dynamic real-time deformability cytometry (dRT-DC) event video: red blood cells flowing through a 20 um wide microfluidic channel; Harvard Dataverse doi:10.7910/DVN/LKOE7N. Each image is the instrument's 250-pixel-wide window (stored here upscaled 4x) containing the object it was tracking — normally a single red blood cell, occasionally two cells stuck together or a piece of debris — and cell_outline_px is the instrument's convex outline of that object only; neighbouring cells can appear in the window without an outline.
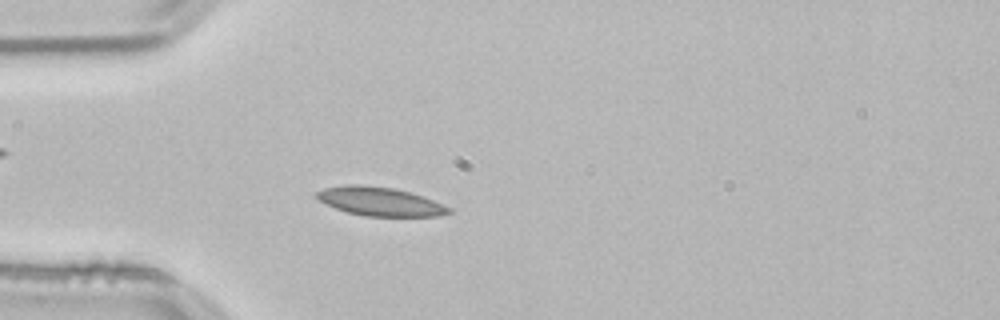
{"species": "common noctule bat (a hibernating species)", "species_latin": "Nyctalus noctula", "temperature_condition": "room temperature", "stored_images_in_passage": 52, "camera_frame_rate_fps": 3000, "um_per_image_px": 0.085, "animal": {"sex": "male", "body_mass_g": 21.5, "forearm_length_mm": 52.0}, "frame": {"image": 1, "passage_image": 14, "time_ms": 4.333, "image_size_px": [1000, 320], "cell_outline_px": [[452, 212], [440, 216], [364, 216], [348, 212], [336, 208], [320, 200], [316, 196], [316, 192], [324, 188], [344, 184], [364, 184], [392, 188], [408, 192], [432, 200], [452, 208]], "centroid_in_image_um": [32.29, 17.12], "position_along_channel_um": 52.7, "area_um2": 21.91}}
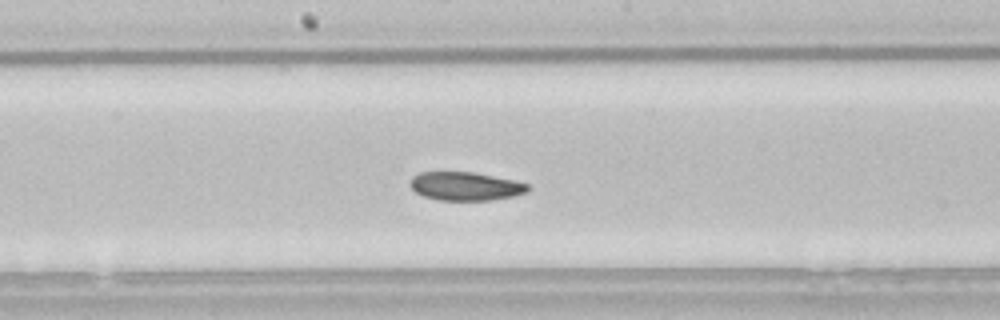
{"frame": {"image": 2, "passage_image": 27, "time_ms": 8.667, "image_size_px": [1000, 320], "cell_outline_px": [[532, 188], [528, 192], [512, 196], [492, 200], [436, 200], [424, 196], [416, 192], [408, 184], [412, 176], [420, 172], [472, 172], [516, 180], [528, 184]], "centroid_in_image_um": [39.58, 15.83], "position_along_channel_um": 208.6, "area_um2": 19.71}}
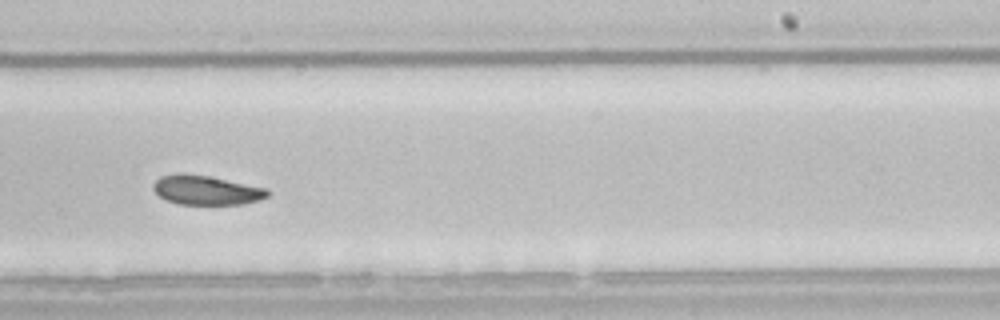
{"frame": {"image": 3, "passage_image": 32, "time_ms": 10.333, "image_size_px": [1000, 320], "cell_outline_px": [[268, 196], [260, 200], [240, 204], [180, 204], [168, 200], [160, 196], [152, 188], [152, 184], [160, 176], [176, 172], [184, 172], [208, 176], [268, 188]], "centroid_in_image_um": [17.51, 16.14], "position_along_channel_um": 271.5, "area_um2": 19.59}, "authors_computed_cell_mechanics": {"area_um2": 20.8947, "velocity_mm_per_s": 3.7902, "shape_relaxation_time_tau1_ms": 4.1568, "shape_relaxation_time_tau2_ms": null, "deformation_change_tau1": 0.1137, "deformation_change_tau2": null}}